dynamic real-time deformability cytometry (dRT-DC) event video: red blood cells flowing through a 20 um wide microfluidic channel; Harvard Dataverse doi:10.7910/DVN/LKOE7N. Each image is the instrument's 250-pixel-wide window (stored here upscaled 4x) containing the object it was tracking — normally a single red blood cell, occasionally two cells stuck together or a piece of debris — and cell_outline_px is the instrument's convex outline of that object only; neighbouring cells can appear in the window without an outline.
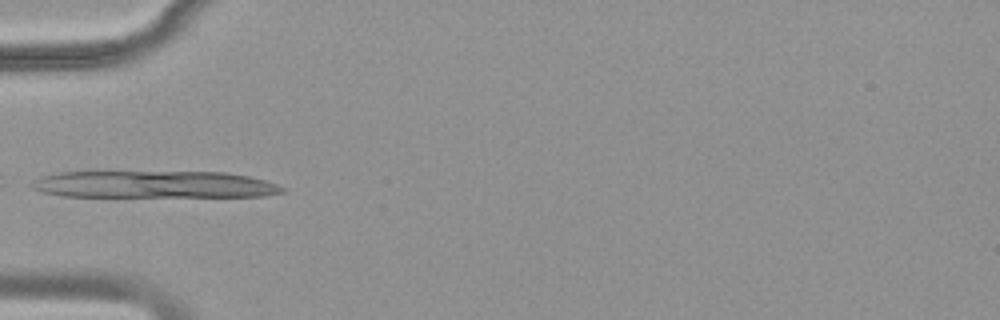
{"species": "common noctule bat (a hibernating species)", "species_latin": "Nyctalus noctula", "temperature_condition": "warm", "stored_images_in_passage": 16, "camera_frame_rate_fps": 3000, "um_per_image_px": 0.085, "animal": {"sex": "female", "body_mass_g": 18.4}, "frame": {"image": 1, "passage_image": 1, "time_ms": 0.0, "image_size_px": [1000, 320], "cell_outline_px": [[284, 192], [264, 196], [60, 196], [44, 192], [32, 188], [28, 184], [40, 176], [60, 172], [96, 168], [224, 172], [248, 176], [264, 180], [276, 184], [284, 188]], "centroid_in_image_um": [12.93, 15.61], "position_along_channel_um": 72.1, "area_um2": 41.73}}
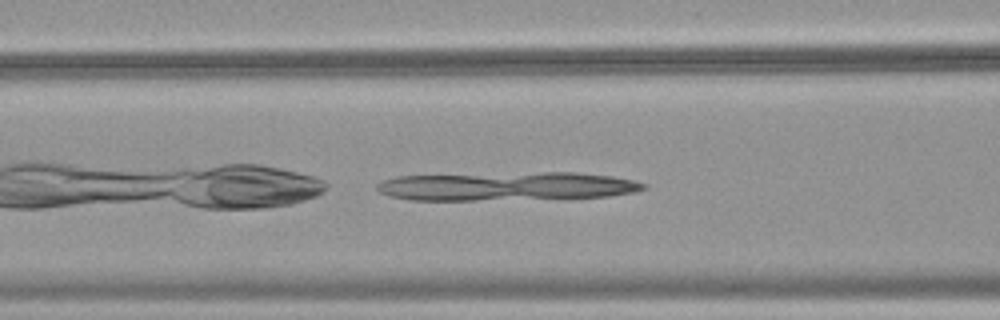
{"frame": {"image": 2, "passage_image": 5, "time_ms": 1.333, "image_size_px": [1000, 320], "cell_outline_px": [[648, 188], [636, 192], [612, 196], [572, 200], [408, 200], [392, 196], [380, 192], [376, 188], [376, 184], [384, 180], [396, 176], [540, 172], [580, 172], [612, 176], [636, 180], [648, 184]], "centroid_in_image_um": [43.26, 15.86], "position_along_channel_um": 123.3, "area_um2": 45.95}}